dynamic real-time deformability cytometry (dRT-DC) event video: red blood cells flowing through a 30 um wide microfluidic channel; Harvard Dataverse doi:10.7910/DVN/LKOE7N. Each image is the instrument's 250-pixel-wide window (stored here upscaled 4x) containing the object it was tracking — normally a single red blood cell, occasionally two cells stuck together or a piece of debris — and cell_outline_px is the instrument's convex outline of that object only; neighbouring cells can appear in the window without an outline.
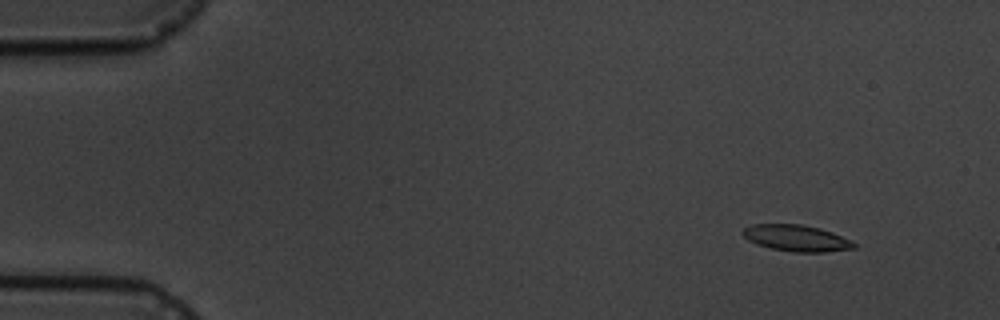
{"species": "common noctule bat (a hibernating species)", "species_latin": "Nyctalus noctula", "temperature_condition": "cold", "stored_images_in_passage": 5, "camera_frame_rate_fps": 3000, "um_per_image_px": 0.085, "animal": {"sex": "male", "body_mass_g": 19.5, "forearm_length_mm": 54.6}, "frame": {"image": 1, "passage_image": 2, "time_ms": 1.0, "image_size_px": [1000, 320], "cell_outline_px": [[856, 248], [824, 252], [792, 252], [772, 248], [756, 244], [748, 240], [740, 232], [744, 228], [752, 224], [800, 224], [820, 228], [832, 232], [856, 244]], "centroid_in_image_um": [67.66, 20.24], "position_along_channel_um": 17.3, "area_um2": 16.99}}
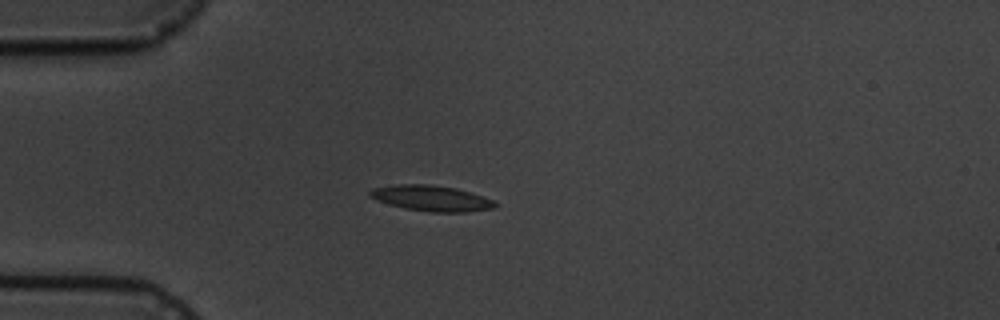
{"frame": {"image": 2, "passage_image": 5, "time_ms": 4.333, "image_size_px": [1000, 320], "cell_outline_px": [[496, 208], [464, 212], [428, 212], [404, 208], [388, 204], [376, 200], [368, 196], [368, 192], [372, 188], [396, 184], [432, 184], [456, 188], [492, 200], [496, 204]], "centroid_in_image_um": [36.6, 16.85], "position_along_channel_um": 48.4, "area_um2": 18.73}}